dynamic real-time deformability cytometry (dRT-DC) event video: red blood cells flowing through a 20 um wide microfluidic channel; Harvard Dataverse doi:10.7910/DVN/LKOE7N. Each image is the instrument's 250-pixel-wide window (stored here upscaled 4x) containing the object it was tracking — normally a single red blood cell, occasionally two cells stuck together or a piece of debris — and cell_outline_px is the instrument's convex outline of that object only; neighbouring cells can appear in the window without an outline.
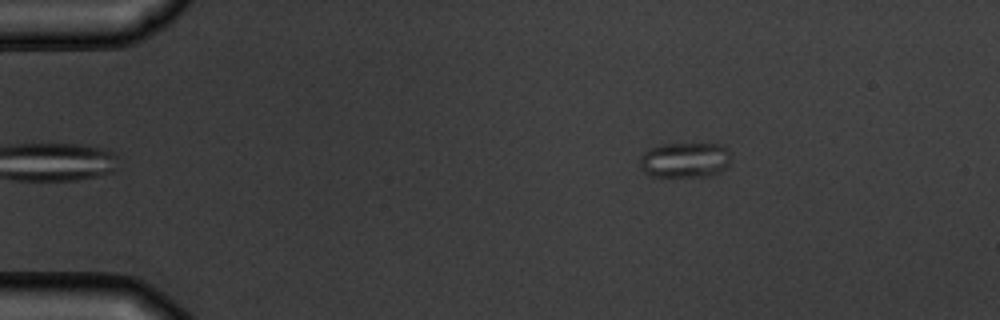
{"species": "common noctule bat (a hibernating species)", "species_latin": "Nyctalus noctula", "temperature_condition": "warm", "stored_images_in_passage": 5, "camera_frame_rate_fps": 3000, "um_per_image_px": 0.085, "animal": {"sex": "male", "body_mass_g": 19.5, "forearm_length_mm": 54.6}, "frame": {"image": 1, "passage_image": 5, "time_ms": 4.667, "image_size_px": [1000, 320], "cell_outline_px": [[728, 164], [720, 172], [712, 176], [652, 176], [644, 172], [640, 168], [640, 156], [648, 148], [664, 144], [720, 144], [728, 152]], "centroid_in_image_um": [58.16, 13.6], "position_along_channel_um": 26.8, "area_um2": 18.55}}